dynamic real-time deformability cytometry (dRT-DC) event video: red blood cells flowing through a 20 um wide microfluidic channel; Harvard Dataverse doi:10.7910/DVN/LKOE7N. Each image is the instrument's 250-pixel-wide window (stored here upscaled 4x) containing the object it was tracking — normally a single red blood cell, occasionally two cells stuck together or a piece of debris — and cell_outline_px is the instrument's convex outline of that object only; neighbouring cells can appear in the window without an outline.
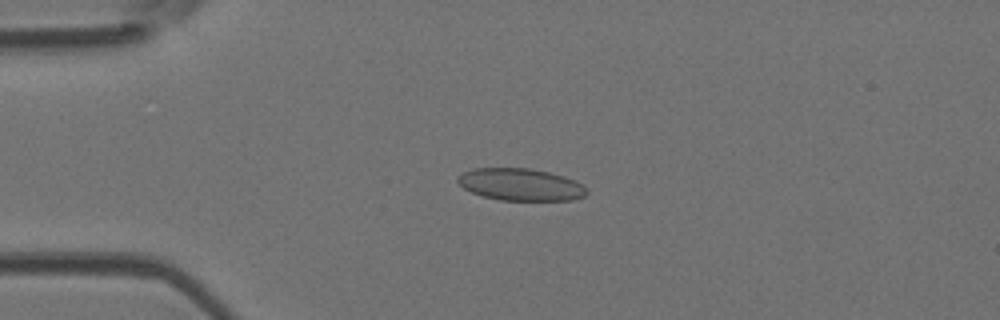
{"species": "Egyptian fruit bat (a non-hibernating species)", "species_latin": "Rousettus aegyptiacus", "temperature_condition": "room temperature", "stored_images_in_passage": 4, "camera_frame_rate_fps": 3000, "um_per_image_px": 0.085, "animal": {"sex": "female"}, "frame": {"image": 1, "passage_image": 4, "time_ms": 1.0, "image_size_px": [1000, 320], "cell_outline_px": [[588, 192], [584, 196], [572, 200], [500, 200], [484, 196], [472, 192], [464, 188], [456, 180], [456, 176], [472, 168], [528, 168], [548, 172], [564, 176], [576, 180]], "centroid_in_image_um": [44.23, 15.68], "position_along_channel_um": 40.8, "area_um2": 24.04}}